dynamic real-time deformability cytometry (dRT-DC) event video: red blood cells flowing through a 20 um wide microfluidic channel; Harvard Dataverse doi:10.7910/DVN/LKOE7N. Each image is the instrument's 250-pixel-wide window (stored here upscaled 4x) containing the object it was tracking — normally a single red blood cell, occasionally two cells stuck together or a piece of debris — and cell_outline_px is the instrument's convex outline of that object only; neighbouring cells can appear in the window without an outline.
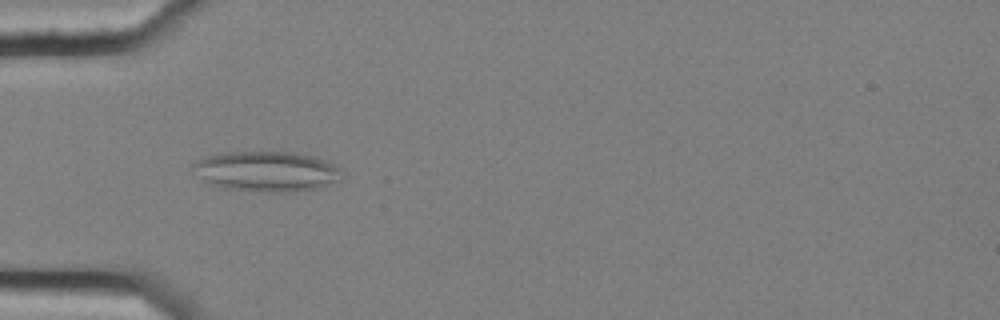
{"species": "common noctule bat (a hibernating species)", "species_latin": "Nyctalus noctula", "temperature_condition": "cold", "stored_images_in_passage": 5, "camera_frame_rate_fps": 3000, "um_per_image_px": 0.085, "animal": {"sex": "female", "body_mass_g": 25.1}, "frame": {"image": 1, "passage_image": 2, "time_ms": 0.333, "image_size_px": [1000, 320], "cell_outline_px": [[340, 180], [316, 188], [292, 192], [260, 192], [224, 188], [212, 184], [204, 180], [192, 168], [192, 164], [208, 156], [224, 152], [260, 148], [296, 152], [316, 156], [332, 164], [336, 168]], "centroid_in_image_um": [22.62, 14.51], "position_along_channel_um": 62.4, "area_um2": 35.49}}